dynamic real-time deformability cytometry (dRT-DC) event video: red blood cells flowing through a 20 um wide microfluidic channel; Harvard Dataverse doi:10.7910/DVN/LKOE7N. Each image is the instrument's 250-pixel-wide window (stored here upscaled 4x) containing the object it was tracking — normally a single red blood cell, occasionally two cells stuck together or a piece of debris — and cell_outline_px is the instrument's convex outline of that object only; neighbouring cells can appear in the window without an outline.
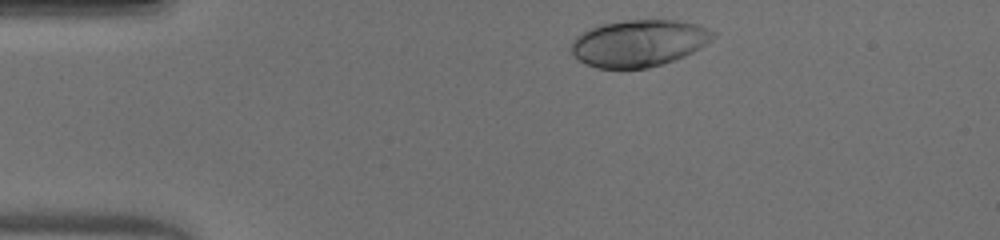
{"species": "human", "species_latin": "Homo sapiens", "temperature_condition": "warm", "stored_images_in_passage": 34, "camera_frame_rate_fps": 3000, "um_per_image_px": 0.085, "donor": {"sex": "male"}, "frame": {"image": 1, "passage_image": 2, "time_ms": 0.333, "image_size_px": [1000, 240], "cell_outline_px": [[716, 36], [712, 40], [700, 48], [684, 56], [648, 68], [596, 68], [584, 64], [572, 56], [568, 48], [572, 40], [576, 36], [588, 28], [600, 24], [628, 20], [676, 20], [696, 24], [708, 28], [716, 32]], "centroid_in_image_um": [54.25, 3.66], "position_along_channel_um": 30.8, "area_um2": 39.07}}
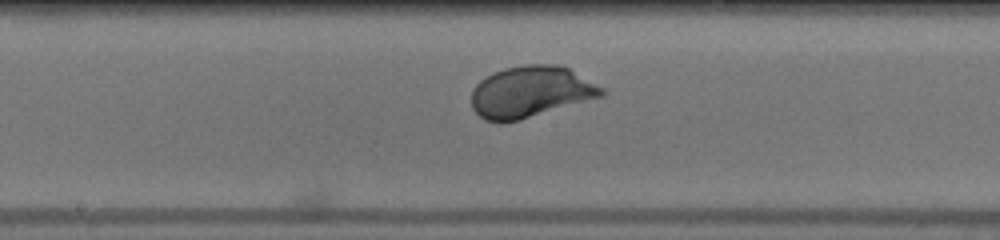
{"frame": {"image": 2, "passage_image": 19, "time_ms": 6.0, "image_size_px": [1000, 240], "cell_outline_px": [[608, 92], [604, 96], [516, 120], [484, 120], [472, 108], [472, 88], [480, 80], [504, 68], [524, 64], [556, 64], [568, 68], [604, 88]], "centroid_in_image_um": [45.13, 7.77], "position_along_channel_um": 203.1, "area_um2": 38.38}}
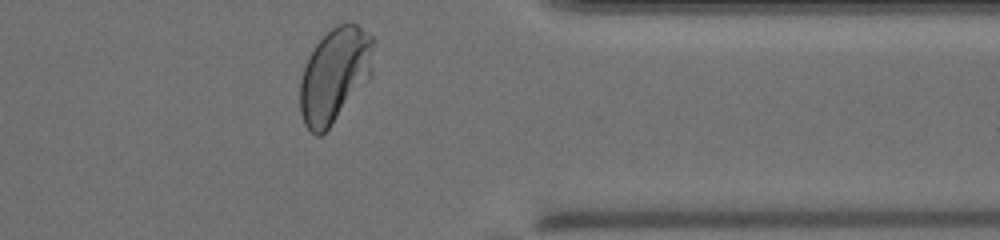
{"frame": {"image": 3, "passage_image": 33, "time_ms": 10.667, "image_size_px": [1000, 240], "cell_outline_px": [[376, 40], [372, 76], [328, 128], [320, 136], [316, 136], [304, 124], [300, 112], [300, 80], [308, 56], [316, 44], [336, 24], [356, 24], [368, 32]], "centroid_in_image_um": [28.48, 6.36], "position_along_channel_um": 382.9, "area_um2": 40.63}, "authors_computed_cell_mechanics": {"area_um2": 38.2925, "velocity_mm_per_s": 4.0545, "shape_relaxation_time_tau1_ms": 2.0201, "shape_relaxation_time_tau2_ms": null, "deformation_change_tau1": 0.1686, "deformation_change_tau2": null}}